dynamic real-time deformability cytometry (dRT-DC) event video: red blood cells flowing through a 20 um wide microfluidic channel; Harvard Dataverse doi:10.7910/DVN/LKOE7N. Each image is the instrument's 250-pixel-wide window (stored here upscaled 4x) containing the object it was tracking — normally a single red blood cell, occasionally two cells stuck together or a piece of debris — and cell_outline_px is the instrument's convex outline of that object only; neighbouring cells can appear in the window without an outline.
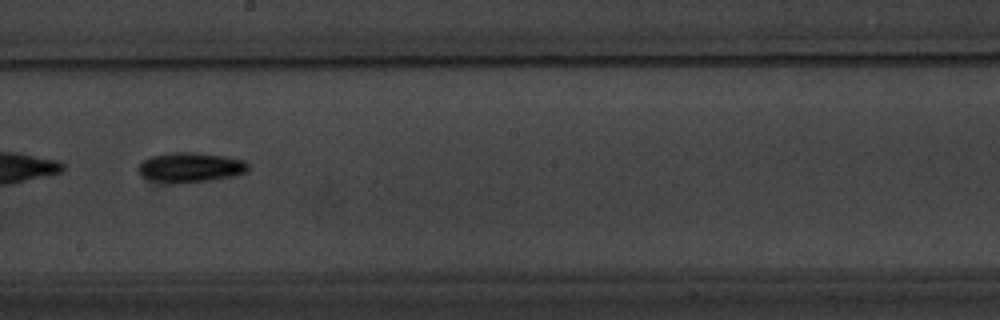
{"species": "common noctule bat (a hibernating species)", "species_latin": "Nyctalus noctula", "temperature_condition": "warm", "stored_images_in_passage": 7, "camera_frame_rate_fps": 3000, "um_per_image_px": 0.085, "animal": {"sex": "male", "body_mass_g": 20.1, "forearm_length_mm": 53.5}, "frame": {"image": 1, "passage_image": 5, "time_ms": 4.667, "image_size_px": [1000, 320], "cell_outline_px": [[248, 172], [232, 176], [212, 180], [184, 184], [168, 184], [140, 176], [136, 168], [144, 160], [152, 156], [168, 152], [196, 152], [224, 156], [244, 160], [248, 164]], "centroid_in_image_um": [16.16, 14.24], "position_along_channel_um": 232.0, "area_um2": 19.48}}
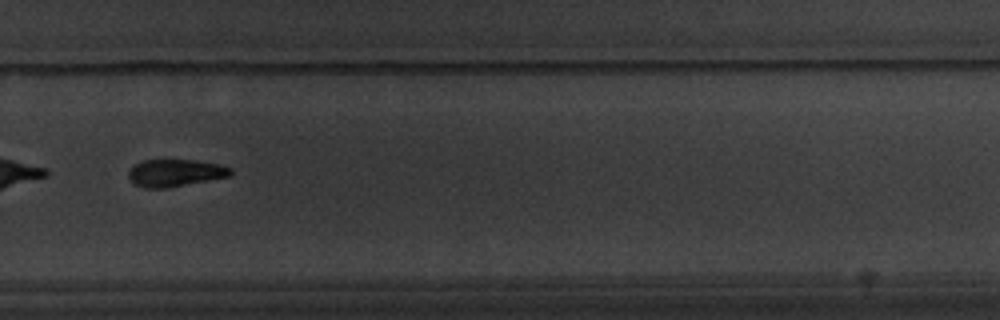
{"frame": {"image": 2, "passage_image": 7, "time_ms": 7.0, "image_size_px": [1000, 320], "cell_outline_px": [[232, 172], [228, 176], [168, 188], [144, 188], [136, 184], [128, 176], [128, 172], [136, 164], [144, 160], [196, 160], [220, 164], [232, 168]], "centroid_in_image_um": [14.91, 14.69], "position_along_channel_um": 314.9, "area_um2": 16.01}}